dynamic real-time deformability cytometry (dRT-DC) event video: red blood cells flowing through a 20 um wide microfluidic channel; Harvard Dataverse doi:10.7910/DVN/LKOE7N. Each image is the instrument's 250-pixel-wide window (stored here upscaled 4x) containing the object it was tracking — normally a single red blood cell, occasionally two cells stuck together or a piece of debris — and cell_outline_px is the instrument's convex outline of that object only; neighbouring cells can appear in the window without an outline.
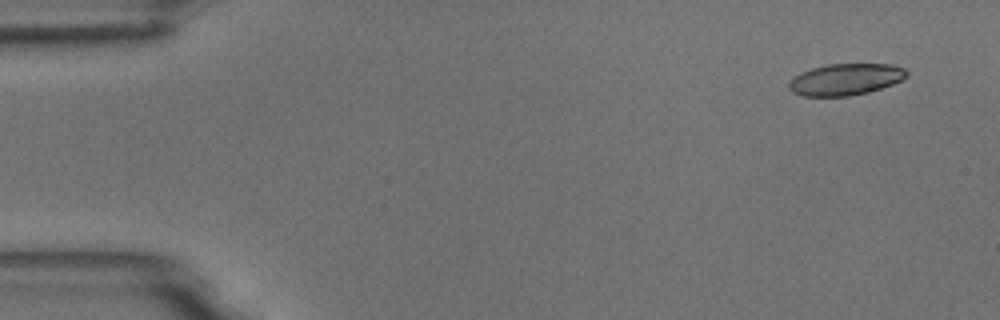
{"species": "common noctule bat (a hibernating species)", "species_latin": "Nyctalus noctula", "temperature_condition": "room temperature", "stored_images_in_passage": 7, "camera_frame_rate_fps": 3000, "um_per_image_px": 0.085, "animal": {"sex": "male", "body_mass_g": 18.8}, "frame": {"image": 1, "passage_image": 1, "time_ms": 0.0, "image_size_px": [1000, 320], "cell_outline_px": [[908, 76], [892, 84], [868, 92], [848, 96], [804, 96], [792, 92], [788, 88], [788, 84], [800, 72], [812, 68], [828, 64], [892, 64], [904, 68], [908, 72]], "centroid_in_image_um": [71.87, 6.74], "position_along_channel_um": 13.1, "area_um2": 21.56}}
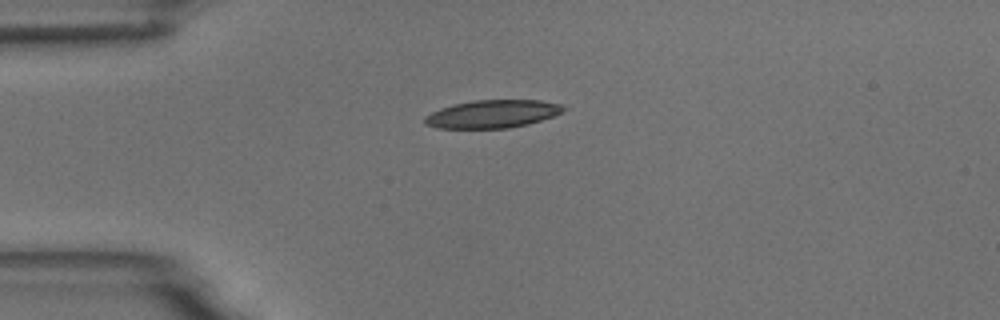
{"frame": {"image": 2, "passage_image": 4, "time_ms": 3.333, "image_size_px": [1000, 320], "cell_outline_px": [[568, 108], [552, 116], [528, 124], [508, 128], [436, 128], [424, 124], [424, 116], [440, 108], [452, 104], [476, 100], [540, 100], [560, 104]], "centroid_in_image_um": [41.82, 9.68], "position_along_channel_um": 43.2, "area_um2": 22.54}}